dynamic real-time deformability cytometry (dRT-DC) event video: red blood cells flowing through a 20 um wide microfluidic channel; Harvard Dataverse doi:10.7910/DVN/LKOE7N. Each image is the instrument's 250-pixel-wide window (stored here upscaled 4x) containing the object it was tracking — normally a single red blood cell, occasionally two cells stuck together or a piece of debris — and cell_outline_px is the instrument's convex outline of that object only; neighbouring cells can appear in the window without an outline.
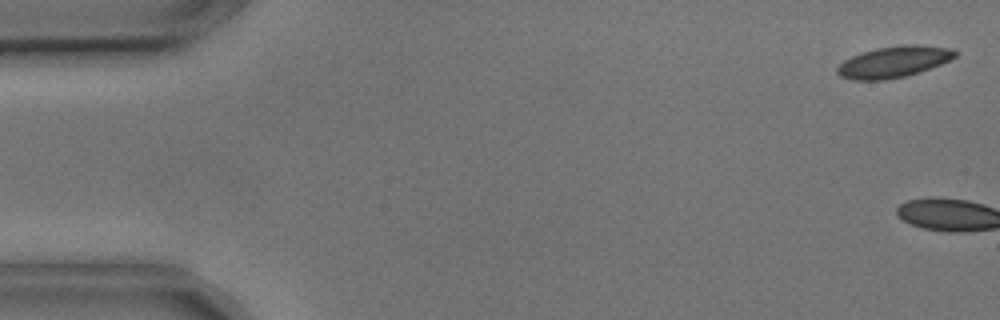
{"species": "common noctule bat (a hibernating species)", "species_latin": "Nyctalus noctula", "temperature_condition": "cold", "stored_images_in_passage": 4, "camera_frame_rate_fps": 3000, "um_per_image_px": 0.085, "animal": {"sex": "male", "body_mass_g": 17.9, "forearm_length_mm": 54.2}, "frame": {"image": 1, "passage_image": 2, "time_ms": 0.333, "image_size_px": [1000, 320], "cell_outline_px": [[956, 56], [940, 64], [904, 76], [884, 80], [852, 80], [840, 76], [836, 72], [836, 68], [844, 60], [852, 56], [876, 48], [900, 44], [916, 44], [952, 48], [956, 52]], "centroid_in_image_um": [75.93, 5.24], "position_along_channel_um": 9.1, "area_um2": 21.27}}